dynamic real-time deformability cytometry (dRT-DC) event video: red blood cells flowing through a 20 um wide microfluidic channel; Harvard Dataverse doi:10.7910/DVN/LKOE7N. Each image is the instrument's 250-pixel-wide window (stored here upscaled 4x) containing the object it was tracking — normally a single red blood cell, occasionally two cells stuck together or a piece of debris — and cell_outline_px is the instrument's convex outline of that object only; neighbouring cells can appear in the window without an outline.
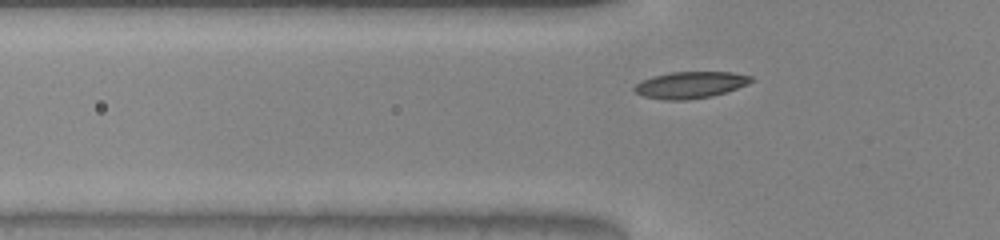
{"species": "common noctule bat (a hibernating species)", "species_latin": "Nyctalus noctula", "temperature_condition": "warm", "stored_images_in_passage": 32, "camera_frame_rate_fps": 3000, "um_per_image_px": 0.085, "animal": {"sex": "male", "body_mass_g": 20.0, "forearm_length_mm": 53.3}, "frame": {"image": 1, "passage_image": 5, "time_ms": 1.333, "image_size_px": [1000, 240], "cell_outline_px": [[756, 80], [748, 84], [712, 96], [688, 100], [664, 100], [644, 96], [636, 92], [632, 88], [636, 84], [652, 76], [668, 72], [732, 72], [752, 76]], "centroid_in_image_um": [58.69, 7.21], "position_along_channel_um": 67.1, "area_um2": 18.15}}
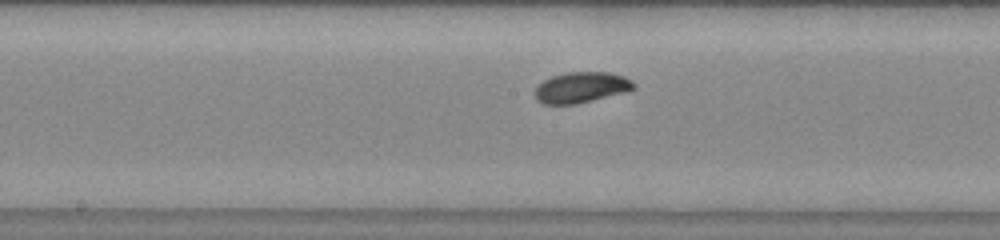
{"frame": {"image": 2, "passage_image": 15, "time_ms": 4.667, "image_size_px": [1000, 240], "cell_outline_px": [[636, 88], [628, 92], [576, 104], [544, 104], [536, 100], [536, 88], [544, 80], [552, 76], [568, 72], [608, 72], [624, 76], [632, 80], [636, 84]], "centroid_in_image_um": [49.47, 7.43], "position_along_channel_um": 198.7, "area_um2": 17.8}}
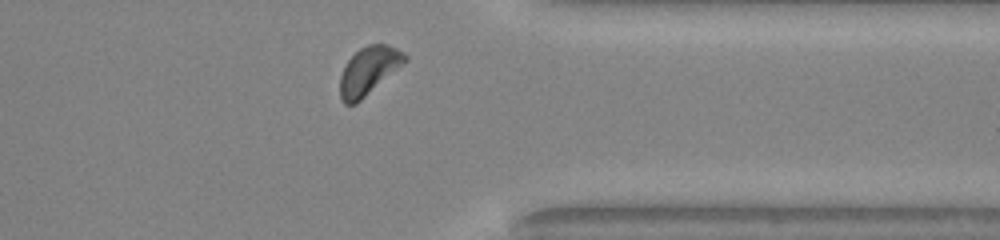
{"frame": {"image": 3, "passage_image": 29, "time_ms": 9.333, "image_size_px": [1000, 240], "cell_outline_px": [[408, 60], [356, 104], [344, 104], [340, 96], [340, 76], [348, 60], [360, 48], [368, 44], [384, 44], [396, 48], [404, 52], [408, 56]], "centroid_in_image_um": [31.35, 6.01], "position_along_channel_um": 380.1, "area_um2": 17.92}, "authors_computed_cell_mechanics": {"area_um2": 17.6868, "velocity_mm_per_s": 3.9889, "shape_relaxation_time_tau1_ms": 1.4175, "shape_relaxation_time_tau2_ms": 4.8032, "deformation_change_tau1": 0.0727, "deformation_change_tau2": 0.0646}}